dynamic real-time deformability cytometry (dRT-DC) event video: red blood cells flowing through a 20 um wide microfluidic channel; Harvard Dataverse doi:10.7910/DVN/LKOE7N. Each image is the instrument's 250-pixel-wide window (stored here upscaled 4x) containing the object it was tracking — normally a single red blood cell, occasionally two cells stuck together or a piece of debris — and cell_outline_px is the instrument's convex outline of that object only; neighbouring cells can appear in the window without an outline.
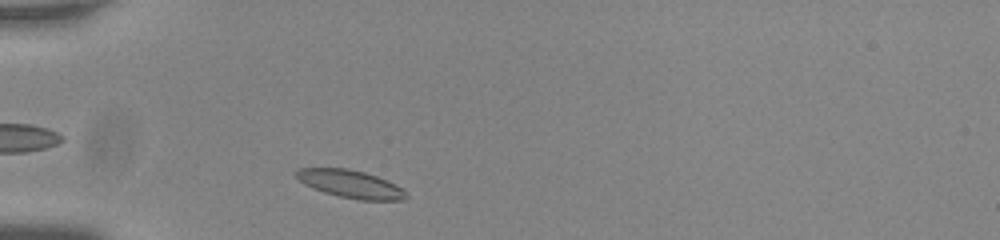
{"species": "common noctule bat (a hibernating species)", "species_latin": "Nyctalus noctula", "temperature_condition": "room temperature", "stored_images_in_passage": 36, "camera_frame_rate_fps": 3000, "um_per_image_px": 0.085, "animal": {"sex": "male", "body_mass_g": 20.0, "forearm_length_mm": 53.3}, "frame": {"image": 1, "passage_image": 2, "time_ms": 0.333, "image_size_px": [1000, 240], "cell_outline_px": [[408, 196], [404, 200], [360, 200], [340, 196], [324, 192], [312, 188], [304, 184], [296, 176], [296, 172], [300, 168], [348, 168], [364, 172], [376, 176], [404, 188]], "centroid_in_image_um": [29.82, 15.64], "position_along_channel_um": 55.2, "area_um2": 17.69}}
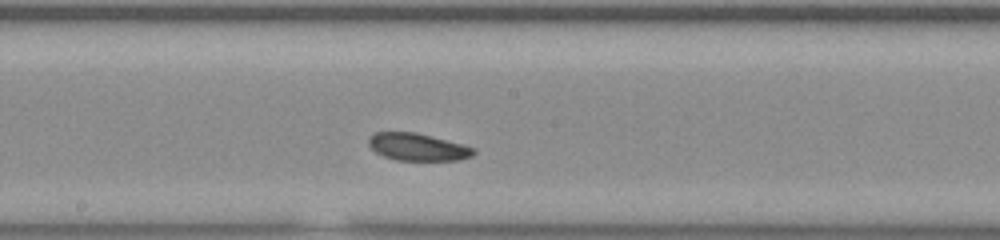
{"frame": {"image": 2, "passage_image": 16, "time_ms": 5.0, "image_size_px": [1000, 240], "cell_outline_px": [[476, 152], [472, 156], [460, 160], [396, 160], [384, 156], [376, 152], [368, 144], [368, 136], [376, 132], [416, 132], [476, 148]], "centroid_in_image_um": [35.5, 12.49], "position_along_channel_um": 212.7, "area_um2": 16.7}}
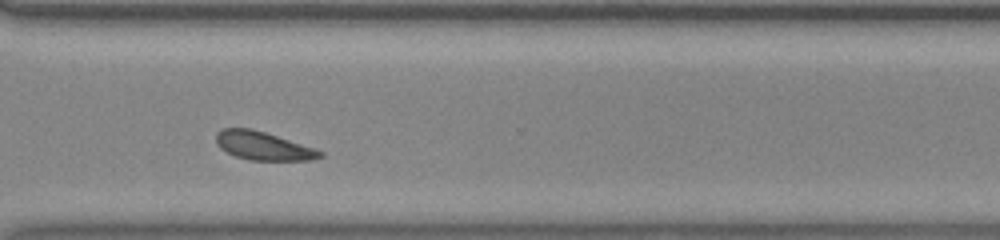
{"frame": {"image": 3, "passage_image": 27, "time_ms": 8.667, "image_size_px": [1000, 240], "cell_outline_px": [[324, 156], [312, 160], [248, 160], [236, 156], [220, 148], [216, 144], [216, 132], [220, 128], [248, 128], [264, 132], [316, 148], [324, 152]], "centroid_in_image_um": [22.37, 12.4], "position_along_channel_um": 348.2, "area_um2": 17.22}, "authors_computed_cell_mechanics": {"area_um2": 17.1088, "velocity_mm_per_s": 3.6937, "shape_relaxation_time_tau1_ms": 6.413, "shape_relaxation_time_tau2_ms": 3.3176, "deformation_change_tau1": 0.1156, "deformation_change_tau2": 0.092}}